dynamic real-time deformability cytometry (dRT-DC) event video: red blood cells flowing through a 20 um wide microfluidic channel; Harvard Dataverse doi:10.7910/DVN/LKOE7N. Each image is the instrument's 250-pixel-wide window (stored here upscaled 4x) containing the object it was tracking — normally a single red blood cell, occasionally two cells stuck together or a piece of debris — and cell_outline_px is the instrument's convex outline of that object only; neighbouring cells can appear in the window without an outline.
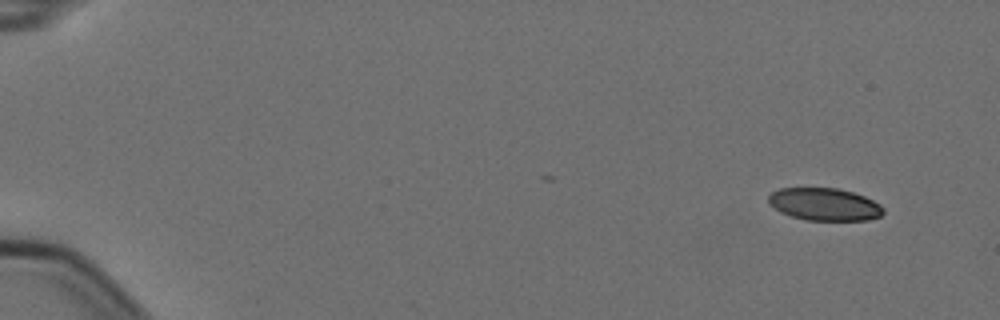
{"species": "Egyptian fruit bat (a non-hibernating species)", "species_latin": "Rousettus aegyptiacus", "temperature_condition": "cold", "stored_images_in_passage": 7, "camera_frame_rate_fps": 3000, "um_per_image_px": 0.085, "animal": {"sex": "female"}, "frame": {"image": 1, "passage_image": 1, "time_ms": 0.0, "image_size_px": [1000, 320], "cell_outline_px": [[884, 212], [880, 216], [868, 220], [804, 220], [780, 212], [768, 204], [768, 196], [772, 192], [780, 188], [836, 188], [852, 192], [864, 196], [880, 204], [884, 208]], "centroid_in_image_um": [70.06, 17.37], "position_along_channel_um": 14.9, "area_um2": 21.79}}
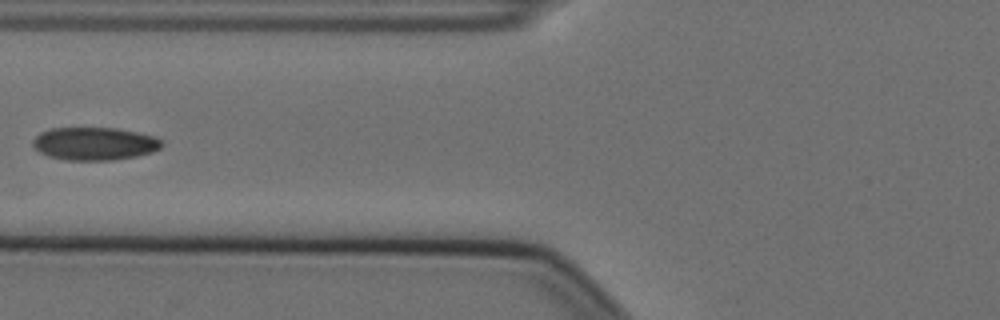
{"frame": {"image": 2, "passage_image": 7, "time_ms": 2.0, "image_size_px": [1000, 320], "cell_outline_px": [[164, 144], [160, 148], [152, 152], [136, 156], [112, 160], [64, 160], [48, 156], [40, 152], [32, 144], [32, 140], [40, 132], [52, 128], [116, 128], [156, 136], [164, 140]], "centroid_in_image_um": [8.06, 12.21], "position_along_channel_um": 117.7, "area_um2": 24.85}}